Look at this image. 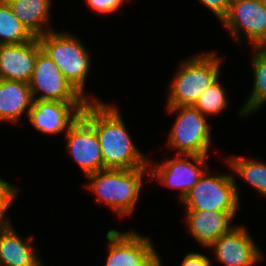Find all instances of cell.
Instances as JSON below:
<instances>
[{"label": "cell", "instance_id": "obj_1", "mask_svg": "<svg viewBox=\"0 0 266 266\" xmlns=\"http://www.w3.org/2000/svg\"><path fill=\"white\" fill-rule=\"evenodd\" d=\"M81 115L96 131L104 169L149 167V160L134 144L118 107L103 101H89Z\"/></svg>", "mask_w": 266, "mask_h": 266}, {"label": "cell", "instance_id": "obj_2", "mask_svg": "<svg viewBox=\"0 0 266 266\" xmlns=\"http://www.w3.org/2000/svg\"><path fill=\"white\" fill-rule=\"evenodd\" d=\"M149 167L134 169H103L87 177V188L98 203L106 204L119 217L131 216L143 189V176Z\"/></svg>", "mask_w": 266, "mask_h": 266}, {"label": "cell", "instance_id": "obj_3", "mask_svg": "<svg viewBox=\"0 0 266 266\" xmlns=\"http://www.w3.org/2000/svg\"><path fill=\"white\" fill-rule=\"evenodd\" d=\"M182 61L168 87L167 106H194L201 94L220 77L222 60L215 51Z\"/></svg>", "mask_w": 266, "mask_h": 266}, {"label": "cell", "instance_id": "obj_4", "mask_svg": "<svg viewBox=\"0 0 266 266\" xmlns=\"http://www.w3.org/2000/svg\"><path fill=\"white\" fill-rule=\"evenodd\" d=\"M38 40L41 48L83 97L88 101H101L96 97H88L85 93L86 77L91 69V54L78 37L70 32L51 30L39 36Z\"/></svg>", "mask_w": 266, "mask_h": 266}, {"label": "cell", "instance_id": "obj_5", "mask_svg": "<svg viewBox=\"0 0 266 266\" xmlns=\"http://www.w3.org/2000/svg\"><path fill=\"white\" fill-rule=\"evenodd\" d=\"M209 169L183 198L185 210H208L237 215L239 189L236 178L229 174H209Z\"/></svg>", "mask_w": 266, "mask_h": 266}, {"label": "cell", "instance_id": "obj_6", "mask_svg": "<svg viewBox=\"0 0 266 266\" xmlns=\"http://www.w3.org/2000/svg\"><path fill=\"white\" fill-rule=\"evenodd\" d=\"M178 114L168 136V146L177 154L208 156L211 145V127L207 117L194 106H166Z\"/></svg>", "mask_w": 266, "mask_h": 266}, {"label": "cell", "instance_id": "obj_7", "mask_svg": "<svg viewBox=\"0 0 266 266\" xmlns=\"http://www.w3.org/2000/svg\"><path fill=\"white\" fill-rule=\"evenodd\" d=\"M29 87L33 100L89 102L66 79L42 48L37 53Z\"/></svg>", "mask_w": 266, "mask_h": 266}, {"label": "cell", "instance_id": "obj_8", "mask_svg": "<svg viewBox=\"0 0 266 266\" xmlns=\"http://www.w3.org/2000/svg\"><path fill=\"white\" fill-rule=\"evenodd\" d=\"M221 23L234 42L241 44L244 34L252 47L266 46V6L260 0H231Z\"/></svg>", "mask_w": 266, "mask_h": 266}, {"label": "cell", "instance_id": "obj_9", "mask_svg": "<svg viewBox=\"0 0 266 266\" xmlns=\"http://www.w3.org/2000/svg\"><path fill=\"white\" fill-rule=\"evenodd\" d=\"M207 160V156L176 154L175 158H169L162 164L155 163V168H150L152 163L149 160V174L160 184L179 189L178 198L182 201L208 170Z\"/></svg>", "mask_w": 266, "mask_h": 266}, {"label": "cell", "instance_id": "obj_10", "mask_svg": "<svg viewBox=\"0 0 266 266\" xmlns=\"http://www.w3.org/2000/svg\"><path fill=\"white\" fill-rule=\"evenodd\" d=\"M66 151L85 176L104 169L102 150L94 127L82 116L64 134Z\"/></svg>", "mask_w": 266, "mask_h": 266}, {"label": "cell", "instance_id": "obj_11", "mask_svg": "<svg viewBox=\"0 0 266 266\" xmlns=\"http://www.w3.org/2000/svg\"><path fill=\"white\" fill-rule=\"evenodd\" d=\"M87 103L33 100L28 120L41 133H66L80 117Z\"/></svg>", "mask_w": 266, "mask_h": 266}, {"label": "cell", "instance_id": "obj_12", "mask_svg": "<svg viewBox=\"0 0 266 266\" xmlns=\"http://www.w3.org/2000/svg\"><path fill=\"white\" fill-rule=\"evenodd\" d=\"M246 229L236 225L208 247L218 262L225 266H255L260 262L263 253Z\"/></svg>", "mask_w": 266, "mask_h": 266}, {"label": "cell", "instance_id": "obj_13", "mask_svg": "<svg viewBox=\"0 0 266 266\" xmlns=\"http://www.w3.org/2000/svg\"><path fill=\"white\" fill-rule=\"evenodd\" d=\"M106 238L109 245L105 266H138L156 249L148 237L132 230L111 229Z\"/></svg>", "mask_w": 266, "mask_h": 266}, {"label": "cell", "instance_id": "obj_14", "mask_svg": "<svg viewBox=\"0 0 266 266\" xmlns=\"http://www.w3.org/2000/svg\"><path fill=\"white\" fill-rule=\"evenodd\" d=\"M40 49L38 37L22 44L0 45V79L29 83Z\"/></svg>", "mask_w": 266, "mask_h": 266}, {"label": "cell", "instance_id": "obj_15", "mask_svg": "<svg viewBox=\"0 0 266 266\" xmlns=\"http://www.w3.org/2000/svg\"><path fill=\"white\" fill-rule=\"evenodd\" d=\"M184 219L192 237L206 248L235 226L234 218L223 211L186 210Z\"/></svg>", "mask_w": 266, "mask_h": 266}, {"label": "cell", "instance_id": "obj_16", "mask_svg": "<svg viewBox=\"0 0 266 266\" xmlns=\"http://www.w3.org/2000/svg\"><path fill=\"white\" fill-rule=\"evenodd\" d=\"M33 240L20 237L12 224L0 227V266H44Z\"/></svg>", "mask_w": 266, "mask_h": 266}, {"label": "cell", "instance_id": "obj_17", "mask_svg": "<svg viewBox=\"0 0 266 266\" xmlns=\"http://www.w3.org/2000/svg\"><path fill=\"white\" fill-rule=\"evenodd\" d=\"M33 98L29 83L0 79V122H19L29 116Z\"/></svg>", "mask_w": 266, "mask_h": 266}, {"label": "cell", "instance_id": "obj_18", "mask_svg": "<svg viewBox=\"0 0 266 266\" xmlns=\"http://www.w3.org/2000/svg\"><path fill=\"white\" fill-rule=\"evenodd\" d=\"M51 1L52 0H10L7 4L12 13L29 32L34 37H39L52 30V27L48 26L50 23Z\"/></svg>", "mask_w": 266, "mask_h": 266}, {"label": "cell", "instance_id": "obj_19", "mask_svg": "<svg viewBox=\"0 0 266 266\" xmlns=\"http://www.w3.org/2000/svg\"><path fill=\"white\" fill-rule=\"evenodd\" d=\"M251 48L254 51L253 57L250 58L254 81L251 94L240 108V117H247L250 113L257 112L266 103V46Z\"/></svg>", "mask_w": 266, "mask_h": 266}, {"label": "cell", "instance_id": "obj_20", "mask_svg": "<svg viewBox=\"0 0 266 266\" xmlns=\"http://www.w3.org/2000/svg\"><path fill=\"white\" fill-rule=\"evenodd\" d=\"M226 160L225 163L232 169L233 176L243 178L259 194L266 197V163L243 156H230Z\"/></svg>", "mask_w": 266, "mask_h": 266}, {"label": "cell", "instance_id": "obj_21", "mask_svg": "<svg viewBox=\"0 0 266 266\" xmlns=\"http://www.w3.org/2000/svg\"><path fill=\"white\" fill-rule=\"evenodd\" d=\"M34 36L12 13L7 3H0V45L22 44Z\"/></svg>", "mask_w": 266, "mask_h": 266}, {"label": "cell", "instance_id": "obj_22", "mask_svg": "<svg viewBox=\"0 0 266 266\" xmlns=\"http://www.w3.org/2000/svg\"><path fill=\"white\" fill-rule=\"evenodd\" d=\"M227 100L226 90L218 79L201 94L194 107L206 117L216 116L227 107Z\"/></svg>", "mask_w": 266, "mask_h": 266}, {"label": "cell", "instance_id": "obj_23", "mask_svg": "<svg viewBox=\"0 0 266 266\" xmlns=\"http://www.w3.org/2000/svg\"><path fill=\"white\" fill-rule=\"evenodd\" d=\"M0 177V227L11 225L7 213L14 199L17 198L19 187H15ZM7 216V217H6Z\"/></svg>", "mask_w": 266, "mask_h": 266}, {"label": "cell", "instance_id": "obj_24", "mask_svg": "<svg viewBox=\"0 0 266 266\" xmlns=\"http://www.w3.org/2000/svg\"><path fill=\"white\" fill-rule=\"evenodd\" d=\"M86 4L93 11L99 14H111L121 8L129 0H85Z\"/></svg>", "mask_w": 266, "mask_h": 266}, {"label": "cell", "instance_id": "obj_25", "mask_svg": "<svg viewBox=\"0 0 266 266\" xmlns=\"http://www.w3.org/2000/svg\"><path fill=\"white\" fill-rule=\"evenodd\" d=\"M203 7L209 9L214 13V15L222 21V19L227 15L231 0H199Z\"/></svg>", "mask_w": 266, "mask_h": 266}, {"label": "cell", "instance_id": "obj_26", "mask_svg": "<svg viewBox=\"0 0 266 266\" xmlns=\"http://www.w3.org/2000/svg\"><path fill=\"white\" fill-rule=\"evenodd\" d=\"M210 258L199 252H189L183 258L180 266H212Z\"/></svg>", "mask_w": 266, "mask_h": 266}, {"label": "cell", "instance_id": "obj_27", "mask_svg": "<svg viewBox=\"0 0 266 266\" xmlns=\"http://www.w3.org/2000/svg\"><path fill=\"white\" fill-rule=\"evenodd\" d=\"M161 256L155 249L141 264L138 266H162Z\"/></svg>", "mask_w": 266, "mask_h": 266}, {"label": "cell", "instance_id": "obj_28", "mask_svg": "<svg viewBox=\"0 0 266 266\" xmlns=\"http://www.w3.org/2000/svg\"><path fill=\"white\" fill-rule=\"evenodd\" d=\"M10 0H0V3H7L9 2Z\"/></svg>", "mask_w": 266, "mask_h": 266}, {"label": "cell", "instance_id": "obj_29", "mask_svg": "<svg viewBox=\"0 0 266 266\" xmlns=\"http://www.w3.org/2000/svg\"><path fill=\"white\" fill-rule=\"evenodd\" d=\"M261 1V3L264 5V6H266V0H260Z\"/></svg>", "mask_w": 266, "mask_h": 266}]
</instances>
